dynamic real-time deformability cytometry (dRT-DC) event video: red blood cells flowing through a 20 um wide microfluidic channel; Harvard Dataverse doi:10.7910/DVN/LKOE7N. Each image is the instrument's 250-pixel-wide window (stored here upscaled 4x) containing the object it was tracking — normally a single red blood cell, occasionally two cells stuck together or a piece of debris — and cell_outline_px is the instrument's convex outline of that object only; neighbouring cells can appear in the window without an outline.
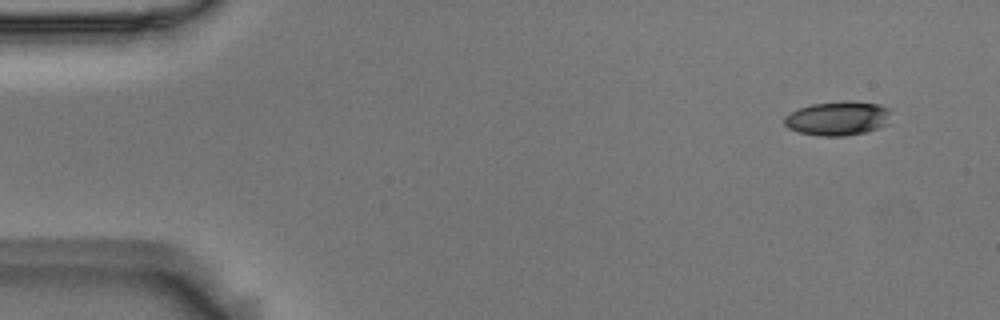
{"species": "Egyptian fruit bat (a non-hibernating species)", "species_latin": "Rousettus aegyptiacus", "temperature_condition": "room temperature", "stored_images_in_passage": 5, "camera_frame_rate_fps": 3000, "um_per_image_px": 0.085, "animal": {"sex": "male"}, "frame": {"image": 1, "passage_image": 1, "time_ms": 0.0, "image_size_px": [1000, 320], "cell_outline_px": [[888, 112], [884, 124], [876, 128], [864, 132], [844, 136], [820, 136], [800, 132], [788, 128], [784, 124], [784, 116], [800, 108], [812, 104], [844, 100], [848, 100], [880, 104], [888, 108]], "centroid_in_image_um": [71.15, 10.05], "position_along_channel_um": 13.9, "area_um2": 20.87}}
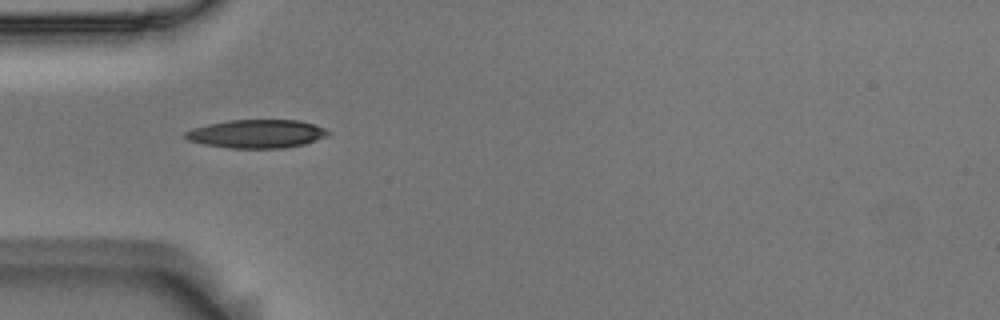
{"frame": {"image": 2, "passage_image": 4, "time_ms": 1.0, "image_size_px": [1000, 320], "cell_outline_px": [[328, 132], [324, 136], [304, 144], [284, 148], [228, 148], [204, 144], [188, 140], [184, 136], [184, 132], [192, 128], [208, 124], [228, 120], [300, 120], [324, 128]], "centroid_in_image_um": [21.75, 11.37], "position_along_channel_um": 63.2, "area_um2": 23.41}}
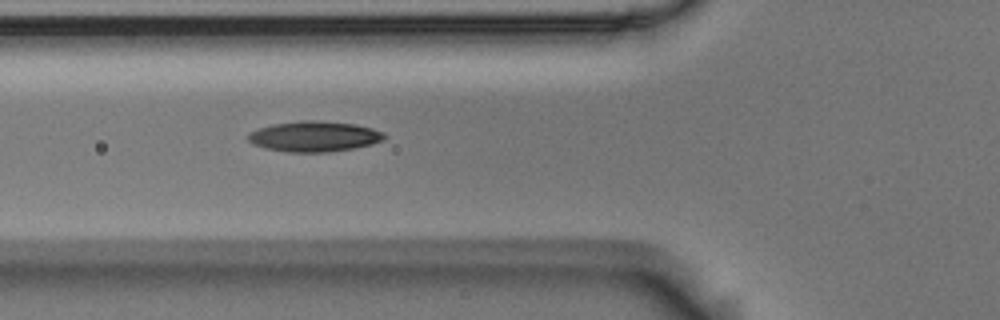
{"frame": {"image": 3, "passage_image": 5, "time_ms": 1.333, "image_size_px": [1000, 320], "cell_outline_px": [[388, 136], [384, 140], [372, 144], [356, 148], [328, 152], [288, 152], [264, 148], [252, 144], [248, 140], [248, 132], [272, 124], [300, 120], [316, 120], [356, 124], [372, 128], [384, 132]], "centroid_in_image_um": [26.73, 11.59], "position_along_channel_um": 99.1, "area_um2": 24.51}}